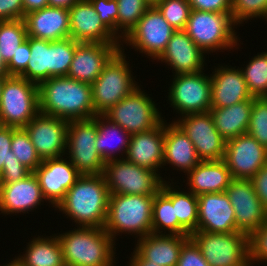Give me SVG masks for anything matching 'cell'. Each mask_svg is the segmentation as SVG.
Instances as JSON below:
<instances>
[{
    "label": "cell",
    "mask_w": 267,
    "mask_h": 266,
    "mask_svg": "<svg viewBox=\"0 0 267 266\" xmlns=\"http://www.w3.org/2000/svg\"><path fill=\"white\" fill-rule=\"evenodd\" d=\"M190 238L210 266H250L248 235L243 232L195 231Z\"/></svg>",
    "instance_id": "9c48e42d"
},
{
    "label": "cell",
    "mask_w": 267,
    "mask_h": 266,
    "mask_svg": "<svg viewBox=\"0 0 267 266\" xmlns=\"http://www.w3.org/2000/svg\"><path fill=\"white\" fill-rule=\"evenodd\" d=\"M231 15L237 25L253 18L267 22V0H232Z\"/></svg>",
    "instance_id": "7bdbcfd3"
},
{
    "label": "cell",
    "mask_w": 267,
    "mask_h": 266,
    "mask_svg": "<svg viewBox=\"0 0 267 266\" xmlns=\"http://www.w3.org/2000/svg\"><path fill=\"white\" fill-rule=\"evenodd\" d=\"M248 134L267 149V97H254Z\"/></svg>",
    "instance_id": "60d3db41"
},
{
    "label": "cell",
    "mask_w": 267,
    "mask_h": 266,
    "mask_svg": "<svg viewBox=\"0 0 267 266\" xmlns=\"http://www.w3.org/2000/svg\"><path fill=\"white\" fill-rule=\"evenodd\" d=\"M174 122L189 137L201 161L223 160L226 140L215 128L210 111L187 114Z\"/></svg>",
    "instance_id": "5bb4252c"
},
{
    "label": "cell",
    "mask_w": 267,
    "mask_h": 266,
    "mask_svg": "<svg viewBox=\"0 0 267 266\" xmlns=\"http://www.w3.org/2000/svg\"><path fill=\"white\" fill-rule=\"evenodd\" d=\"M57 238L65 266H115L116 242L104 228L75 227Z\"/></svg>",
    "instance_id": "3957f363"
},
{
    "label": "cell",
    "mask_w": 267,
    "mask_h": 266,
    "mask_svg": "<svg viewBox=\"0 0 267 266\" xmlns=\"http://www.w3.org/2000/svg\"><path fill=\"white\" fill-rule=\"evenodd\" d=\"M152 99L138 87L103 115L130 135L147 132L165 120Z\"/></svg>",
    "instance_id": "8fae6325"
},
{
    "label": "cell",
    "mask_w": 267,
    "mask_h": 266,
    "mask_svg": "<svg viewBox=\"0 0 267 266\" xmlns=\"http://www.w3.org/2000/svg\"><path fill=\"white\" fill-rule=\"evenodd\" d=\"M79 43L70 37L49 41V79L67 76L75 48Z\"/></svg>",
    "instance_id": "d590c367"
},
{
    "label": "cell",
    "mask_w": 267,
    "mask_h": 266,
    "mask_svg": "<svg viewBox=\"0 0 267 266\" xmlns=\"http://www.w3.org/2000/svg\"><path fill=\"white\" fill-rule=\"evenodd\" d=\"M217 66L211 76V108H224L253 99L238 67Z\"/></svg>",
    "instance_id": "603a6c76"
},
{
    "label": "cell",
    "mask_w": 267,
    "mask_h": 266,
    "mask_svg": "<svg viewBox=\"0 0 267 266\" xmlns=\"http://www.w3.org/2000/svg\"><path fill=\"white\" fill-rule=\"evenodd\" d=\"M27 36L47 41L70 37L69 9L44 7L24 18Z\"/></svg>",
    "instance_id": "484cf974"
},
{
    "label": "cell",
    "mask_w": 267,
    "mask_h": 266,
    "mask_svg": "<svg viewBox=\"0 0 267 266\" xmlns=\"http://www.w3.org/2000/svg\"><path fill=\"white\" fill-rule=\"evenodd\" d=\"M204 72L172 75L168 100L180 117L211 109V76Z\"/></svg>",
    "instance_id": "7c38bea8"
},
{
    "label": "cell",
    "mask_w": 267,
    "mask_h": 266,
    "mask_svg": "<svg viewBox=\"0 0 267 266\" xmlns=\"http://www.w3.org/2000/svg\"><path fill=\"white\" fill-rule=\"evenodd\" d=\"M44 201L34 172L17 182L0 184V212L3 215L29 213Z\"/></svg>",
    "instance_id": "cb8c5ba5"
},
{
    "label": "cell",
    "mask_w": 267,
    "mask_h": 266,
    "mask_svg": "<svg viewBox=\"0 0 267 266\" xmlns=\"http://www.w3.org/2000/svg\"><path fill=\"white\" fill-rule=\"evenodd\" d=\"M175 31L156 6L149 7L121 43L157 60Z\"/></svg>",
    "instance_id": "4fadbf2b"
},
{
    "label": "cell",
    "mask_w": 267,
    "mask_h": 266,
    "mask_svg": "<svg viewBox=\"0 0 267 266\" xmlns=\"http://www.w3.org/2000/svg\"><path fill=\"white\" fill-rule=\"evenodd\" d=\"M123 46L122 44L121 49L108 61L91 85L95 115H103L140 86L131 73Z\"/></svg>",
    "instance_id": "8992f818"
},
{
    "label": "cell",
    "mask_w": 267,
    "mask_h": 266,
    "mask_svg": "<svg viewBox=\"0 0 267 266\" xmlns=\"http://www.w3.org/2000/svg\"><path fill=\"white\" fill-rule=\"evenodd\" d=\"M1 266H17V265L11 260L9 263H5V265L3 264Z\"/></svg>",
    "instance_id": "94428289"
},
{
    "label": "cell",
    "mask_w": 267,
    "mask_h": 266,
    "mask_svg": "<svg viewBox=\"0 0 267 266\" xmlns=\"http://www.w3.org/2000/svg\"><path fill=\"white\" fill-rule=\"evenodd\" d=\"M24 6V18L25 15L40 10L48 6V0H22Z\"/></svg>",
    "instance_id": "db71d44e"
},
{
    "label": "cell",
    "mask_w": 267,
    "mask_h": 266,
    "mask_svg": "<svg viewBox=\"0 0 267 266\" xmlns=\"http://www.w3.org/2000/svg\"><path fill=\"white\" fill-rule=\"evenodd\" d=\"M4 80H5V76L0 75V100H1V89H2Z\"/></svg>",
    "instance_id": "91938a15"
},
{
    "label": "cell",
    "mask_w": 267,
    "mask_h": 266,
    "mask_svg": "<svg viewBox=\"0 0 267 266\" xmlns=\"http://www.w3.org/2000/svg\"><path fill=\"white\" fill-rule=\"evenodd\" d=\"M191 10L231 13L232 0H188Z\"/></svg>",
    "instance_id": "f907efd6"
},
{
    "label": "cell",
    "mask_w": 267,
    "mask_h": 266,
    "mask_svg": "<svg viewBox=\"0 0 267 266\" xmlns=\"http://www.w3.org/2000/svg\"><path fill=\"white\" fill-rule=\"evenodd\" d=\"M11 151L31 172H34L42 163L24 128H16L12 132Z\"/></svg>",
    "instance_id": "ab89813d"
},
{
    "label": "cell",
    "mask_w": 267,
    "mask_h": 266,
    "mask_svg": "<svg viewBox=\"0 0 267 266\" xmlns=\"http://www.w3.org/2000/svg\"><path fill=\"white\" fill-rule=\"evenodd\" d=\"M205 55L184 30H176L157 61L170 66L173 75L196 73L206 66Z\"/></svg>",
    "instance_id": "7402d4cb"
},
{
    "label": "cell",
    "mask_w": 267,
    "mask_h": 266,
    "mask_svg": "<svg viewBox=\"0 0 267 266\" xmlns=\"http://www.w3.org/2000/svg\"><path fill=\"white\" fill-rule=\"evenodd\" d=\"M39 112L75 121L95 117L92 87L67 76L51 77L39 86Z\"/></svg>",
    "instance_id": "6da1fadb"
},
{
    "label": "cell",
    "mask_w": 267,
    "mask_h": 266,
    "mask_svg": "<svg viewBox=\"0 0 267 266\" xmlns=\"http://www.w3.org/2000/svg\"><path fill=\"white\" fill-rule=\"evenodd\" d=\"M149 7H154V6H157L161 0H144Z\"/></svg>",
    "instance_id": "680465c9"
},
{
    "label": "cell",
    "mask_w": 267,
    "mask_h": 266,
    "mask_svg": "<svg viewBox=\"0 0 267 266\" xmlns=\"http://www.w3.org/2000/svg\"><path fill=\"white\" fill-rule=\"evenodd\" d=\"M30 60L19 75L40 85L49 79V41L30 37Z\"/></svg>",
    "instance_id": "836d02e7"
},
{
    "label": "cell",
    "mask_w": 267,
    "mask_h": 266,
    "mask_svg": "<svg viewBox=\"0 0 267 266\" xmlns=\"http://www.w3.org/2000/svg\"><path fill=\"white\" fill-rule=\"evenodd\" d=\"M121 45L80 42L75 48L67 77L92 85Z\"/></svg>",
    "instance_id": "d6986e66"
},
{
    "label": "cell",
    "mask_w": 267,
    "mask_h": 266,
    "mask_svg": "<svg viewBox=\"0 0 267 266\" xmlns=\"http://www.w3.org/2000/svg\"><path fill=\"white\" fill-rule=\"evenodd\" d=\"M236 26L231 13L191 10L184 31L205 54H211L240 45Z\"/></svg>",
    "instance_id": "5b68a950"
},
{
    "label": "cell",
    "mask_w": 267,
    "mask_h": 266,
    "mask_svg": "<svg viewBox=\"0 0 267 266\" xmlns=\"http://www.w3.org/2000/svg\"><path fill=\"white\" fill-rule=\"evenodd\" d=\"M30 37L18 46L17 52L7 64L10 75L19 76L27 67L30 60Z\"/></svg>",
    "instance_id": "7dc6e473"
},
{
    "label": "cell",
    "mask_w": 267,
    "mask_h": 266,
    "mask_svg": "<svg viewBox=\"0 0 267 266\" xmlns=\"http://www.w3.org/2000/svg\"><path fill=\"white\" fill-rule=\"evenodd\" d=\"M15 127L0 126V175L3 171V164H7L9 160H18L11 151L12 132Z\"/></svg>",
    "instance_id": "681fc988"
},
{
    "label": "cell",
    "mask_w": 267,
    "mask_h": 266,
    "mask_svg": "<svg viewBox=\"0 0 267 266\" xmlns=\"http://www.w3.org/2000/svg\"><path fill=\"white\" fill-rule=\"evenodd\" d=\"M175 30H184L191 7L188 0H161L156 6Z\"/></svg>",
    "instance_id": "b9f144b4"
},
{
    "label": "cell",
    "mask_w": 267,
    "mask_h": 266,
    "mask_svg": "<svg viewBox=\"0 0 267 266\" xmlns=\"http://www.w3.org/2000/svg\"><path fill=\"white\" fill-rule=\"evenodd\" d=\"M79 0H48V6L70 9Z\"/></svg>",
    "instance_id": "9f6ffc18"
},
{
    "label": "cell",
    "mask_w": 267,
    "mask_h": 266,
    "mask_svg": "<svg viewBox=\"0 0 267 266\" xmlns=\"http://www.w3.org/2000/svg\"><path fill=\"white\" fill-rule=\"evenodd\" d=\"M109 196L103 174L81 175L55 210L70 217L77 227L104 228Z\"/></svg>",
    "instance_id": "7a4b0ae2"
},
{
    "label": "cell",
    "mask_w": 267,
    "mask_h": 266,
    "mask_svg": "<svg viewBox=\"0 0 267 266\" xmlns=\"http://www.w3.org/2000/svg\"><path fill=\"white\" fill-rule=\"evenodd\" d=\"M255 192L262 202L263 207L267 210V164L264 165L251 178Z\"/></svg>",
    "instance_id": "f5cc1de1"
},
{
    "label": "cell",
    "mask_w": 267,
    "mask_h": 266,
    "mask_svg": "<svg viewBox=\"0 0 267 266\" xmlns=\"http://www.w3.org/2000/svg\"><path fill=\"white\" fill-rule=\"evenodd\" d=\"M117 6V38L121 41L137 25L149 6L144 0H117Z\"/></svg>",
    "instance_id": "f35d334b"
},
{
    "label": "cell",
    "mask_w": 267,
    "mask_h": 266,
    "mask_svg": "<svg viewBox=\"0 0 267 266\" xmlns=\"http://www.w3.org/2000/svg\"><path fill=\"white\" fill-rule=\"evenodd\" d=\"M103 176L110 194L155 196L163 185L160 172L140 167L125 159L105 163Z\"/></svg>",
    "instance_id": "ba28073f"
},
{
    "label": "cell",
    "mask_w": 267,
    "mask_h": 266,
    "mask_svg": "<svg viewBox=\"0 0 267 266\" xmlns=\"http://www.w3.org/2000/svg\"><path fill=\"white\" fill-rule=\"evenodd\" d=\"M0 75L5 77L11 76L8 71L7 63L2 58L1 54H0Z\"/></svg>",
    "instance_id": "6f0895ef"
},
{
    "label": "cell",
    "mask_w": 267,
    "mask_h": 266,
    "mask_svg": "<svg viewBox=\"0 0 267 266\" xmlns=\"http://www.w3.org/2000/svg\"><path fill=\"white\" fill-rule=\"evenodd\" d=\"M152 233L178 235V220L172 201L161 190L153 199Z\"/></svg>",
    "instance_id": "e575fe53"
},
{
    "label": "cell",
    "mask_w": 267,
    "mask_h": 266,
    "mask_svg": "<svg viewBox=\"0 0 267 266\" xmlns=\"http://www.w3.org/2000/svg\"><path fill=\"white\" fill-rule=\"evenodd\" d=\"M253 99L245 100L229 107L211 108L215 128L224 140L236 138L248 131Z\"/></svg>",
    "instance_id": "f546056e"
},
{
    "label": "cell",
    "mask_w": 267,
    "mask_h": 266,
    "mask_svg": "<svg viewBox=\"0 0 267 266\" xmlns=\"http://www.w3.org/2000/svg\"><path fill=\"white\" fill-rule=\"evenodd\" d=\"M69 122L39 112L25 127L41 160L65 156Z\"/></svg>",
    "instance_id": "2e32d148"
},
{
    "label": "cell",
    "mask_w": 267,
    "mask_h": 266,
    "mask_svg": "<svg viewBox=\"0 0 267 266\" xmlns=\"http://www.w3.org/2000/svg\"><path fill=\"white\" fill-rule=\"evenodd\" d=\"M249 264L267 262V221L248 236Z\"/></svg>",
    "instance_id": "ee69618b"
},
{
    "label": "cell",
    "mask_w": 267,
    "mask_h": 266,
    "mask_svg": "<svg viewBox=\"0 0 267 266\" xmlns=\"http://www.w3.org/2000/svg\"><path fill=\"white\" fill-rule=\"evenodd\" d=\"M130 257L129 266H158L151 261L144 259L136 250L133 251V254Z\"/></svg>",
    "instance_id": "11a10c76"
},
{
    "label": "cell",
    "mask_w": 267,
    "mask_h": 266,
    "mask_svg": "<svg viewBox=\"0 0 267 266\" xmlns=\"http://www.w3.org/2000/svg\"><path fill=\"white\" fill-rule=\"evenodd\" d=\"M197 231L211 233L236 232L235 212L226 192L206 193L197 196Z\"/></svg>",
    "instance_id": "44dd1931"
},
{
    "label": "cell",
    "mask_w": 267,
    "mask_h": 266,
    "mask_svg": "<svg viewBox=\"0 0 267 266\" xmlns=\"http://www.w3.org/2000/svg\"><path fill=\"white\" fill-rule=\"evenodd\" d=\"M23 255L12 260L17 266H65L57 234L33 238L27 243Z\"/></svg>",
    "instance_id": "4dcf8cb0"
},
{
    "label": "cell",
    "mask_w": 267,
    "mask_h": 266,
    "mask_svg": "<svg viewBox=\"0 0 267 266\" xmlns=\"http://www.w3.org/2000/svg\"><path fill=\"white\" fill-rule=\"evenodd\" d=\"M66 159L61 156L42 160L34 171L46 203L48 201L54 208L81 176L70 160Z\"/></svg>",
    "instance_id": "ac0fdd59"
},
{
    "label": "cell",
    "mask_w": 267,
    "mask_h": 266,
    "mask_svg": "<svg viewBox=\"0 0 267 266\" xmlns=\"http://www.w3.org/2000/svg\"><path fill=\"white\" fill-rule=\"evenodd\" d=\"M190 236L148 234L137 239L135 250L158 266H177L181 247Z\"/></svg>",
    "instance_id": "83f0119b"
},
{
    "label": "cell",
    "mask_w": 267,
    "mask_h": 266,
    "mask_svg": "<svg viewBox=\"0 0 267 266\" xmlns=\"http://www.w3.org/2000/svg\"><path fill=\"white\" fill-rule=\"evenodd\" d=\"M70 38L77 42L122 44L102 23L89 0H79L69 9Z\"/></svg>",
    "instance_id": "ffe728a7"
},
{
    "label": "cell",
    "mask_w": 267,
    "mask_h": 266,
    "mask_svg": "<svg viewBox=\"0 0 267 266\" xmlns=\"http://www.w3.org/2000/svg\"><path fill=\"white\" fill-rule=\"evenodd\" d=\"M164 121V156L163 167L170 164L177 171L185 175L196 167L201 160L198 158L195 147L184 131L172 121Z\"/></svg>",
    "instance_id": "4316f807"
},
{
    "label": "cell",
    "mask_w": 267,
    "mask_h": 266,
    "mask_svg": "<svg viewBox=\"0 0 267 266\" xmlns=\"http://www.w3.org/2000/svg\"><path fill=\"white\" fill-rule=\"evenodd\" d=\"M171 181V183H170ZM164 181L161 191L172 201L175 218L178 220V235L190 236L197 231L198 202L197 196L185 189L180 191L172 182ZM170 183V184H169ZM176 188H174V187ZM179 189V190H178Z\"/></svg>",
    "instance_id": "1f68e13d"
},
{
    "label": "cell",
    "mask_w": 267,
    "mask_h": 266,
    "mask_svg": "<svg viewBox=\"0 0 267 266\" xmlns=\"http://www.w3.org/2000/svg\"><path fill=\"white\" fill-rule=\"evenodd\" d=\"M177 266H210L202 256L200 248L189 238L181 247Z\"/></svg>",
    "instance_id": "bcb514c9"
},
{
    "label": "cell",
    "mask_w": 267,
    "mask_h": 266,
    "mask_svg": "<svg viewBox=\"0 0 267 266\" xmlns=\"http://www.w3.org/2000/svg\"><path fill=\"white\" fill-rule=\"evenodd\" d=\"M31 171L19 160H9L3 164V171L0 175V184H9L17 182L28 176Z\"/></svg>",
    "instance_id": "c3c4849f"
},
{
    "label": "cell",
    "mask_w": 267,
    "mask_h": 266,
    "mask_svg": "<svg viewBox=\"0 0 267 266\" xmlns=\"http://www.w3.org/2000/svg\"><path fill=\"white\" fill-rule=\"evenodd\" d=\"M223 161L233 179H251L267 164V149L250 134L226 141Z\"/></svg>",
    "instance_id": "e0dca14e"
},
{
    "label": "cell",
    "mask_w": 267,
    "mask_h": 266,
    "mask_svg": "<svg viewBox=\"0 0 267 266\" xmlns=\"http://www.w3.org/2000/svg\"><path fill=\"white\" fill-rule=\"evenodd\" d=\"M186 177V186H189L187 190L196 196L225 192L233 179L223 160L201 161Z\"/></svg>",
    "instance_id": "f1b7e54d"
},
{
    "label": "cell",
    "mask_w": 267,
    "mask_h": 266,
    "mask_svg": "<svg viewBox=\"0 0 267 266\" xmlns=\"http://www.w3.org/2000/svg\"><path fill=\"white\" fill-rule=\"evenodd\" d=\"M102 23L117 37V0H89Z\"/></svg>",
    "instance_id": "f6af8a7d"
},
{
    "label": "cell",
    "mask_w": 267,
    "mask_h": 266,
    "mask_svg": "<svg viewBox=\"0 0 267 266\" xmlns=\"http://www.w3.org/2000/svg\"><path fill=\"white\" fill-rule=\"evenodd\" d=\"M225 192L235 212L237 231L249 236L267 221V210L251 179H232Z\"/></svg>",
    "instance_id": "9a60e30c"
},
{
    "label": "cell",
    "mask_w": 267,
    "mask_h": 266,
    "mask_svg": "<svg viewBox=\"0 0 267 266\" xmlns=\"http://www.w3.org/2000/svg\"><path fill=\"white\" fill-rule=\"evenodd\" d=\"M153 199L154 196L110 194L104 230L114 241L122 233L138 239L151 234Z\"/></svg>",
    "instance_id": "277c9868"
},
{
    "label": "cell",
    "mask_w": 267,
    "mask_h": 266,
    "mask_svg": "<svg viewBox=\"0 0 267 266\" xmlns=\"http://www.w3.org/2000/svg\"><path fill=\"white\" fill-rule=\"evenodd\" d=\"M27 39L24 19L0 21V54L8 64L18 46Z\"/></svg>",
    "instance_id": "8d00e7d4"
},
{
    "label": "cell",
    "mask_w": 267,
    "mask_h": 266,
    "mask_svg": "<svg viewBox=\"0 0 267 266\" xmlns=\"http://www.w3.org/2000/svg\"><path fill=\"white\" fill-rule=\"evenodd\" d=\"M164 156V120L147 132L131 135L125 160L159 172Z\"/></svg>",
    "instance_id": "d4e9b609"
},
{
    "label": "cell",
    "mask_w": 267,
    "mask_h": 266,
    "mask_svg": "<svg viewBox=\"0 0 267 266\" xmlns=\"http://www.w3.org/2000/svg\"><path fill=\"white\" fill-rule=\"evenodd\" d=\"M38 113V85L21 76L5 77L1 89L0 125L24 128Z\"/></svg>",
    "instance_id": "52a82bcc"
},
{
    "label": "cell",
    "mask_w": 267,
    "mask_h": 266,
    "mask_svg": "<svg viewBox=\"0 0 267 266\" xmlns=\"http://www.w3.org/2000/svg\"><path fill=\"white\" fill-rule=\"evenodd\" d=\"M97 115L90 119L69 121L66 151L81 175L102 174L105 161L96 148Z\"/></svg>",
    "instance_id": "30bf717a"
},
{
    "label": "cell",
    "mask_w": 267,
    "mask_h": 266,
    "mask_svg": "<svg viewBox=\"0 0 267 266\" xmlns=\"http://www.w3.org/2000/svg\"><path fill=\"white\" fill-rule=\"evenodd\" d=\"M24 19L22 0H0V21Z\"/></svg>",
    "instance_id": "816d5d0a"
},
{
    "label": "cell",
    "mask_w": 267,
    "mask_h": 266,
    "mask_svg": "<svg viewBox=\"0 0 267 266\" xmlns=\"http://www.w3.org/2000/svg\"><path fill=\"white\" fill-rule=\"evenodd\" d=\"M130 137L131 135L120 125L110 121L104 115H97V138L95 146L105 162L120 158L124 159ZM118 155L120 156L119 158L117 157Z\"/></svg>",
    "instance_id": "d6a6232c"
},
{
    "label": "cell",
    "mask_w": 267,
    "mask_h": 266,
    "mask_svg": "<svg viewBox=\"0 0 267 266\" xmlns=\"http://www.w3.org/2000/svg\"><path fill=\"white\" fill-rule=\"evenodd\" d=\"M240 70L251 95L253 97H267V51L257 53Z\"/></svg>",
    "instance_id": "74e56055"
}]
</instances>
